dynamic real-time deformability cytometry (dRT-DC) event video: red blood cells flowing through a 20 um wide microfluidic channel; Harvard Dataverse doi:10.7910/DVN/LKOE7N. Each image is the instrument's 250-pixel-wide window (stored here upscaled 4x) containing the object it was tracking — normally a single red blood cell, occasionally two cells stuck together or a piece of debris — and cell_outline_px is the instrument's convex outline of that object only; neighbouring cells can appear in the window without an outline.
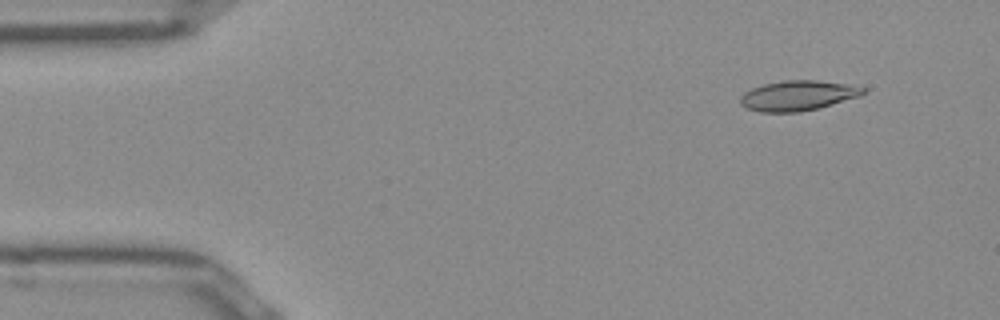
{"species": "Egyptian fruit bat (a non-hibernating species)", "species_latin": "Rousettus aegyptiacus", "temperature_condition": "room temperature", "stored_images_in_passage": 13, "camera_frame_rate_fps": 3000, "um_per_image_px": 0.085, "frame": {"image": 1, "passage_image": 5, "time_ms": 1.333, "image_size_px": [1000, 320], "cell_outline_px": [[864, 92], [860, 96], [832, 104], [800, 112], [760, 112], [748, 108], [740, 104], [740, 96], [744, 92], [752, 88], [764, 84], [784, 80], [816, 80], [848, 84], [864, 88]], "centroid_in_image_um": [67.78, 8.12], "position_along_channel_um": 17.2, "area_um2": 21.33}}